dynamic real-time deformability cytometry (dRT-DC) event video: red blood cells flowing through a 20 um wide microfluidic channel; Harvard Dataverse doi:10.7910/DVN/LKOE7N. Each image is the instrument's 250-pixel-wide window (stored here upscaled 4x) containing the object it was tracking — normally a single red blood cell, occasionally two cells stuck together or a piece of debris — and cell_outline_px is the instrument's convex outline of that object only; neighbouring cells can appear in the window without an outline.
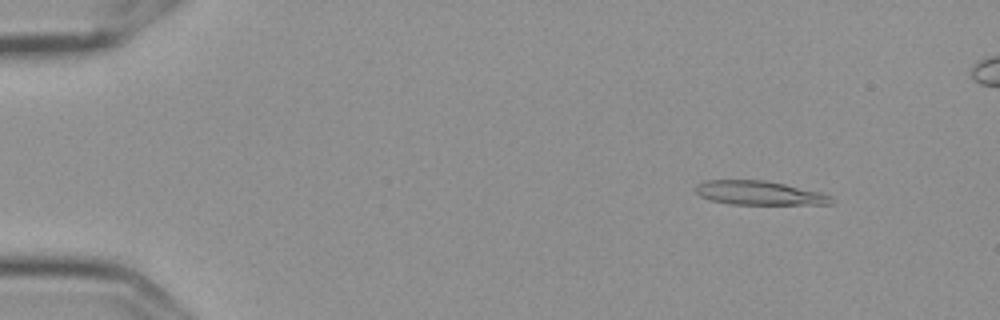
{"species": "Egyptian fruit bat (a non-hibernating species)", "species_latin": "Rousettus aegyptiacus", "temperature_condition": "cold", "stored_images_in_passage": 54, "segment_of_instrument_passage": [1, 2], "camera_frame_rate_fps": 3000, "um_per_image_px": 0.085, "frame": {"image": 1, "passage_image": 3, "time_ms": 0.667, "image_size_px": [1000, 320], "cell_outline_px": [[836, 200], [832, 204], [732, 204], [712, 200], [700, 196], [696, 192], [696, 184], [704, 180], [764, 180], [784, 184], [820, 192], [832, 196]], "centroid_in_image_um": [64.55, 16.4], "position_along_channel_um": 20.4, "area_um2": 18.9}}
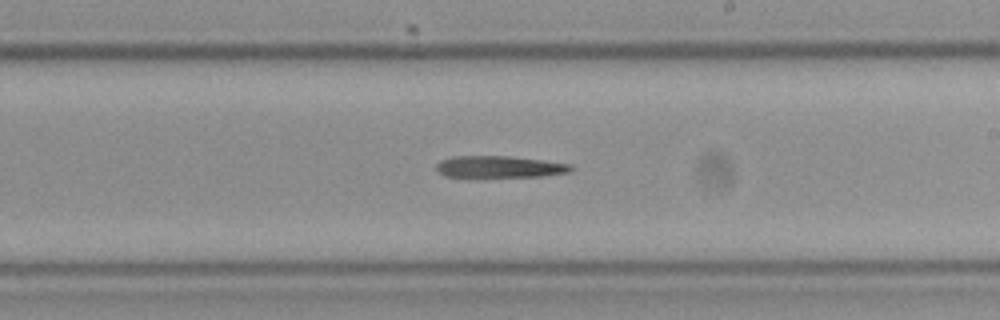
{"frame": {"image": 2, "passage_image": 30, "time_ms": 9.667, "image_size_px": [1000, 320], "cell_outline_px": [[572, 172], [544, 176], [444, 176], [436, 172], [436, 164], [440, 160], [452, 156], [508, 156], [572, 164]], "centroid_in_image_um": [42.44, 14.17], "position_along_channel_um": 246.6, "area_um2": 16.94}}
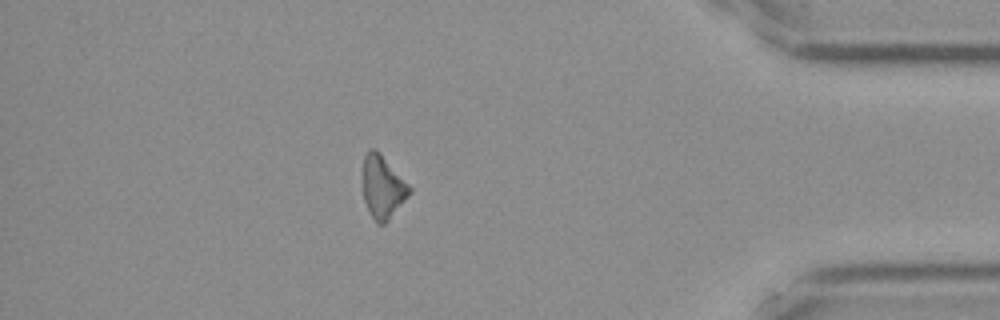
{"frame": {"image": 3, "passage_image": 46, "time_ms": 15.0, "image_size_px": [1000, 320], "cell_outline_px": [[412, 192], [388, 220], [384, 224], [376, 224], [364, 200], [364, 156], [368, 148], [376, 148], [380, 152], [412, 188]], "centroid_in_image_um": [32.55, 15.87], "position_along_channel_um": 402.7, "area_um2": 16.88}}